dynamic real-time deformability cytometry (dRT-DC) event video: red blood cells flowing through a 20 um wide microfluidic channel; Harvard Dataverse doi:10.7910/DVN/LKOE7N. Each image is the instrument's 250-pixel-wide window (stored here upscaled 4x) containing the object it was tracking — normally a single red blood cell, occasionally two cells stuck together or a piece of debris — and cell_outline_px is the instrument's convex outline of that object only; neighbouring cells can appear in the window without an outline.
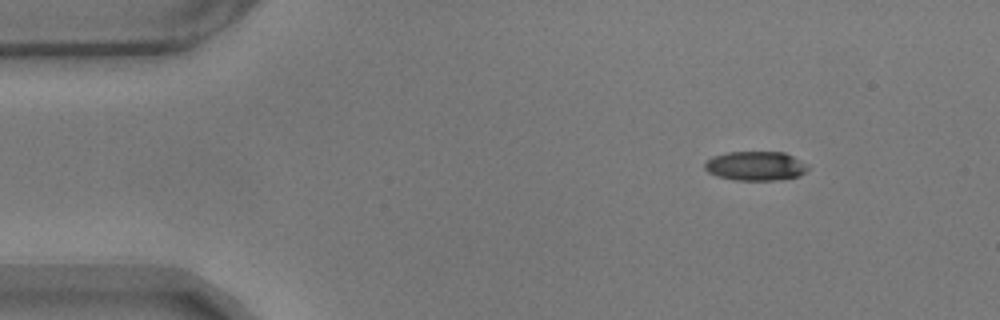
{"species": "common noctule bat (a hibernating species)", "species_latin": "Nyctalus noctula", "temperature_condition": "warm", "stored_images_in_passage": 51, "camera_frame_rate_fps": 3000, "um_per_image_px": 0.085, "animal": {"sex": "male", "body_mass_g": 17.9}, "frame": {"image": 1, "passage_image": 1, "time_ms": 0.0, "image_size_px": [1000, 320], "cell_outline_px": [[808, 168], [800, 176], [776, 180], [732, 180], [716, 176], [708, 172], [704, 168], [704, 164], [712, 156], [728, 152], [784, 152], [800, 160]], "centroid_in_image_um": [64.18, 14.11], "position_along_channel_um": 20.8, "area_um2": 17.51}}
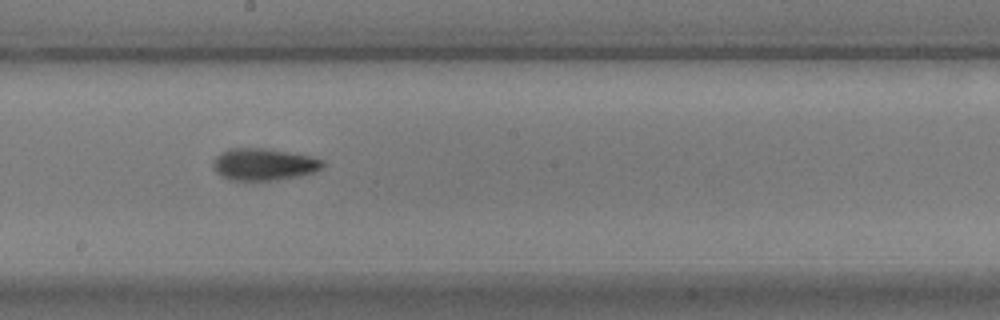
{"frame": {"image": 2, "passage_image": 25, "time_ms": 8.0, "image_size_px": [1000, 320], "cell_outline_px": [[324, 168], [316, 172], [300, 176], [272, 180], [228, 180], [220, 176], [212, 168], [212, 160], [220, 152], [228, 148], [264, 148], [312, 156], [324, 160]], "centroid_in_image_um": [22.41, 13.97], "position_along_channel_um": 225.8, "area_um2": 20.81}}
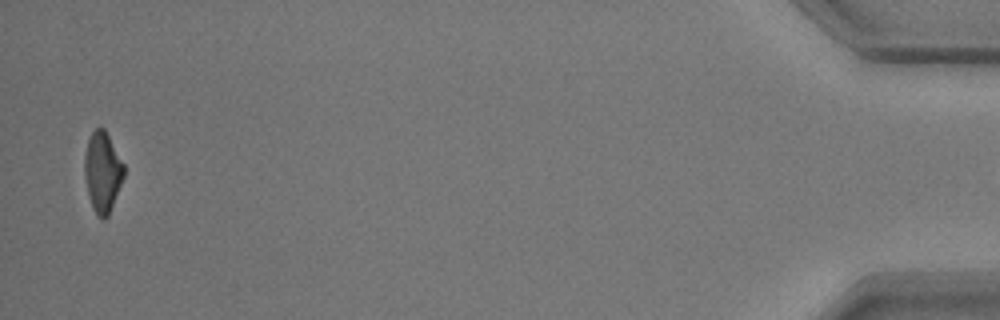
{"frame": {"image": 3, "passage_image": 50, "time_ms": 16.333, "image_size_px": [1000, 320], "cell_outline_px": [[124, 176], [108, 216], [104, 220], [100, 220], [96, 216], [92, 208], [88, 196], [84, 176], [84, 156], [88, 140], [92, 132], [96, 128], [104, 128], [124, 164]], "centroid_in_image_um": [8.69, 14.66], "position_along_channel_um": 426.5, "area_um2": 18.5}}